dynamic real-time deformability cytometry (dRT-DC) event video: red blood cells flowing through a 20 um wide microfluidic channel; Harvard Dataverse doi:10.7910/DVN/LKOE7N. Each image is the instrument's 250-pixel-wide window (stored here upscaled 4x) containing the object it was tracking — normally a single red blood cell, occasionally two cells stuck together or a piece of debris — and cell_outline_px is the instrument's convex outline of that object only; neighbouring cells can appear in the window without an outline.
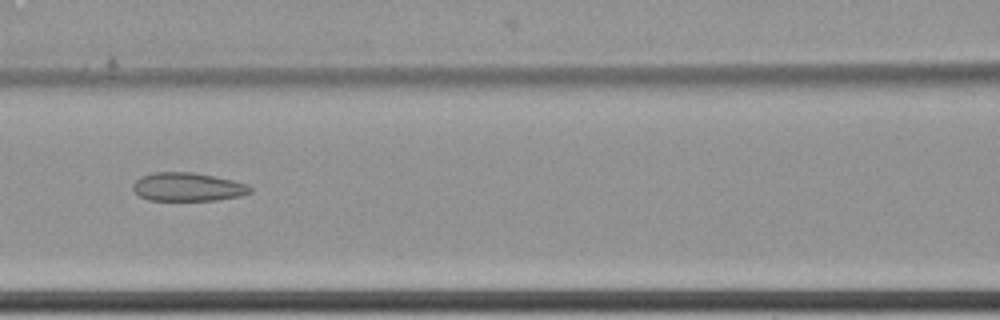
{"species": "common noctule bat (a hibernating species)", "species_latin": "Nyctalus noctula", "temperature_condition": "cold", "stored_images_in_passage": 10, "camera_frame_rate_fps": 3000, "um_per_image_px": 0.085, "animal": {"sex": "female", "body_mass_g": 22.7, "forearm_length_mm": 54.2}, "frame": {"image": 1, "passage_image": 9, "time_ms": 2.667, "image_size_px": [1000, 320], "cell_outline_px": [[252, 192], [240, 196], [216, 200], [148, 200], [140, 196], [132, 188], [132, 184], [140, 176], [152, 172], [192, 172], [216, 176], [248, 184], [252, 188]], "centroid_in_image_um": [15.96, 15.88], "position_along_channel_um": 150.6, "area_um2": 19.59}}
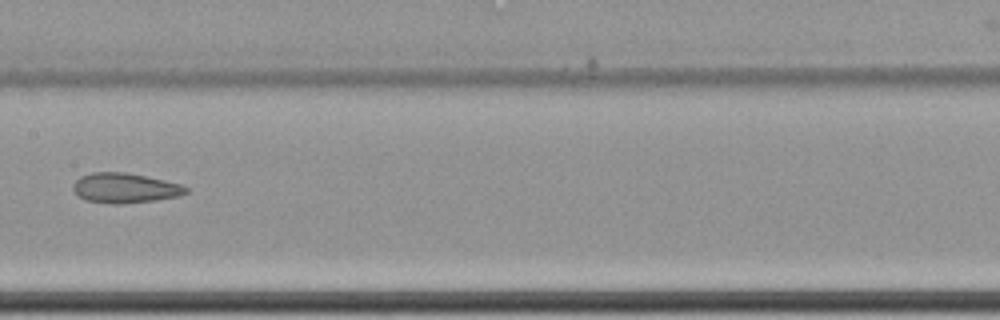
{"frame": {"image": 2, "passage_image": 10, "time_ms": 3.0, "image_size_px": [1000, 320], "cell_outline_px": [[188, 192], [180, 196], [156, 200], [120, 204], [112, 204], [84, 200], [72, 188], [72, 184], [80, 176], [92, 172], [124, 172], [164, 180], [180, 184], [188, 188]], "centroid_in_image_um": [10.61, 15.98], "position_along_channel_um": 196.8, "area_um2": 19.65}}